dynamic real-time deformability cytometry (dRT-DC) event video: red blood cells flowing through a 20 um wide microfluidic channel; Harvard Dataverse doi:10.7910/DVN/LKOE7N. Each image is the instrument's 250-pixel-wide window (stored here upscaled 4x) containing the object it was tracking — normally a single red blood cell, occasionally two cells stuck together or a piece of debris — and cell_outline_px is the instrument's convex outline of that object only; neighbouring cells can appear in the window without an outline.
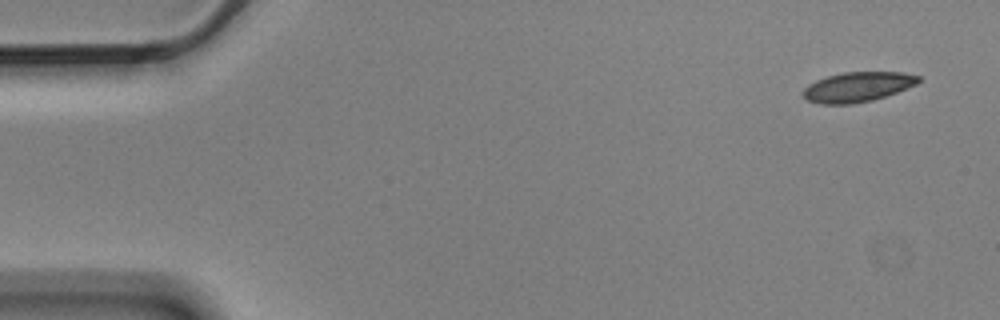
{"species": "Egyptian fruit bat (a non-hibernating species)", "species_latin": "Rousettus aegyptiacus", "temperature_condition": "cold", "stored_images_in_passage": 4, "camera_frame_rate_fps": 3000, "um_per_image_px": 0.085, "animal": {"sex": "male"}, "frame": {"image": 1, "passage_image": 1, "time_ms": 0.0, "image_size_px": [1000, 320], "cell_outline_px": [[920, 80], [916, 84], [896, 92], [872, 100], [852, 104], [820, 104], [808, 100], [804, 96], [804, 88], [808, 84], [816, 80], [828, 76], [844, 72], [900, 72], [920, 76]], "centroid_in_image_um": [72.88, 7.38], "position_along_channel_um": 12.1, "area_um2": 19.83}}
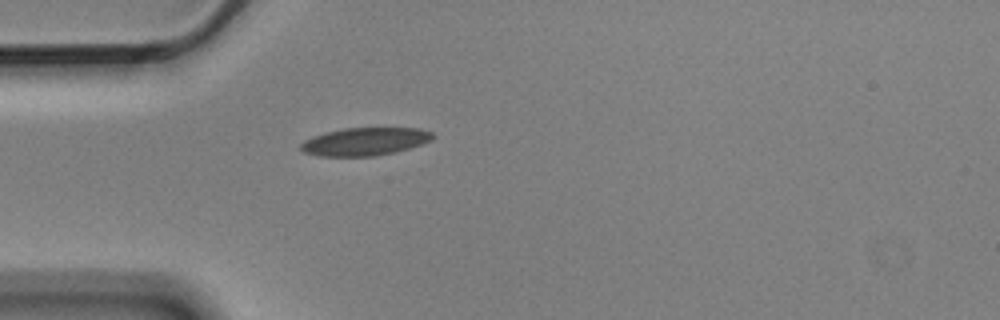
{"frame": {"image": 2, "passage_image": 4, "time_ms": 1.0, "image_size_px": [1000, 320], "cell_outline_px": [[436, 136], [432, 140], [396, 152], [372, 156], [320, 156], [304, 152], [300, 148], [300, 144], [304, 140], [328, 132], [344, 128], [420, 128], [432, 132]], "centroid_in_image_um": [31.05, 12.03], "position_along_channel_um": 53.9, "area_um2": 21.27}}